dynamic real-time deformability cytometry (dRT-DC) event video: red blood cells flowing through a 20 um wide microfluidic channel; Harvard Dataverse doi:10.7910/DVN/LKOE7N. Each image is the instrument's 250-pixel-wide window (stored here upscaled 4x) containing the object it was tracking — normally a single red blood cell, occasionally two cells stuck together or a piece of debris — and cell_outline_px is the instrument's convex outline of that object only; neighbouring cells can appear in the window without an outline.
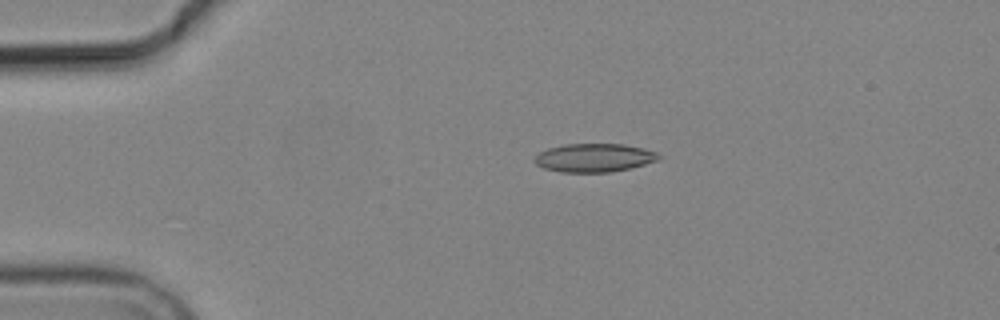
{"species": "common noctule bat (a hibernating species)", "species_latin": "Nyctalus noctula", "temperature_condition": "cold", "stored_images_in_passage": 6, "camera_frame_rate_fps": 3000, "um_per_image_px": 0.085, "animal": {"sex": "male", "body_mass_g": 19.2, "forearm_length_mm": 51.8}, "frame": {"image": 1, "passage_image": 4, "time_ms": 3.333, "image_size_px": [1000, 320], "cell_outline_px": [[664, 156], [660, 160], [632, 168], [612, 172], [560, 172], [544, 168], [536, 164], [532, 160], [540, 152], [548, 148], [564, 144], [624, 144], [644, 148], [656, 152]], "centroid_in_image_um": [50.56, 13.41], "position_along_channel_um": 34.4, "area_um2": 20.87}}
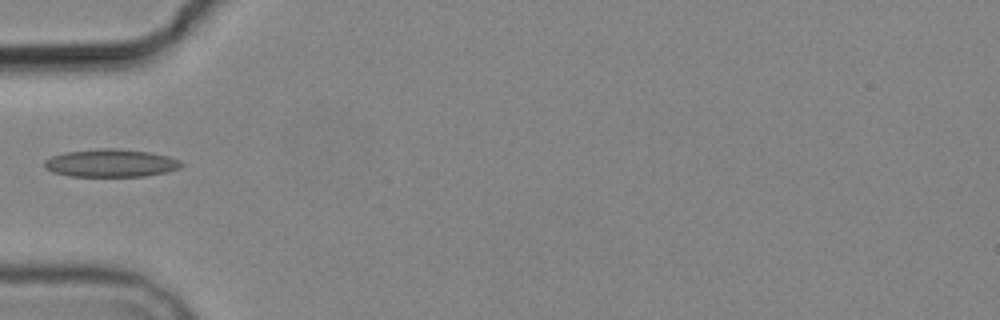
{"frame": {"image": 2, "passage_image": 6, "time_ms": 5.667, "image_size_px": [1000, 320], "cell_outline_px": [[184, 164], [180, 168], [168, 172], [144, 176], [68, 176], [52, 172], [44, 168], [44, 160], [52, 156], [64, 152], [96, 148], [116, 148], [152, 152], [168, 156], [180, 160]], "centroid_in_image_um": [9.42, 13.85], "position_along_channel_um": 75.6, "area_um2": 22.54}}